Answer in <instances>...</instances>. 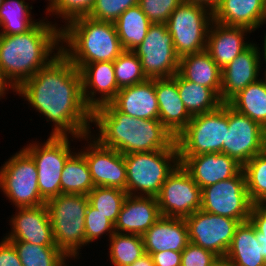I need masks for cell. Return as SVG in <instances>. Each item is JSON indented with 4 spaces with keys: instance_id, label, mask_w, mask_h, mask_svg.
Listing matches in <instances>:
<instances>
[{
    "instance_id": "obj_51",
    "label": "cell",
    "mask_w": 266,
    "mask_h": 266,
    "mask_svg": "<svg viewBox=\"0 0 266 266\" xmlns=\"http://www.w3.org/2000/svg\"><path fill=\"white\" fill-rule=\"evenodd\" d=\"M263 39L264 40L262 42H264V43L262 44L263 47L262 48L260 47V49H262L260 51V53H261V64H262V67H264V68H262L263 69L262 70L263 71V76H266V32L264 34V38ZM263 64H265V65H263Z\"/></svg>"
},
{
    "instance_id": "obj_2",
    "label": "cell",
    "mask_w": 266,
    "mask_h": 266,
    "mask_svg": "<svg viewBox=\"0 0 266 266\" xmlns=\"http://www.w3.org/2000/svg\"><path fill=\"white\" fill-rule=\"evenodd\" d=\"M53 23L45 16L27 32L0 35V69L15 90L61 52L62 24Z\"/></svg>"
},
{
    "instance_id": "obj_14",
    "label": "cell",
    "mask_w": 266,
    "mask_h": 266,
    "mask_svg": "<svg viewBox=\"0 0 266 266\" xmlns=\"http://www.w3.org/2000/svg\"><path fill=\"white\" fill-rule=\"evenodd\" d=\"M228 126L223 153L244 166L266 149V130L228 104Z\"/></svg>"
},
{
    "instance_id": "obj_28",
    "label": "cell",
    "mask_w": 266,
    "mask_h": 266,
    "mask_svg": "<svg viewBox=\"0 0 266 266\" xmlns=\"http://www.w3.org/2000/svg\"><path fill=\"white\" fill-rule=\"evenodd\" d=\"M178 73L188 81L211 88L220 97L222 69L206 50L180 57Z\"/></svg>"
},
{
    "instance_id": "obj_24",
    "label": "cell",
    "mask_w": 266,
    "mask_h": 266,
    "mask_svg": "<svg viewBox=\"0 0 266 266\" xmlns=\"http://www.w3.org/2000/svg\"><path fill=\"white\" fill-rule=\"evenodd\" d=\"M212 14L217 23L255 32L266 24V0H220Z\"/></svg>"
},
{
    "instance_id": "obj_22",
    "label": "cell",
    "mask_w": 266,
    "mask_h": 266,
    "mask_svg": "<svg viewBox=\"0 0 266 266\" xmlns=\"http://www.w3.org/2000/svg\"><path fill=\"white\" fill-rule=\"evenodd\" d=\"M161 217L156 197L127 195L114 229L117 233L142 236Z\"/></svg>"
},
{
    "instance_id": "obj_11",
    "label": "cell",
    "mask_w": 266,
    "mask_h": 266,
    "mask_svg": "<svg viewBox=\"0 0 266 266\" xmlns=\"http://www.w3.org/2000/svg\"><path fill=\"white\" fill-rule=\"evenodd\" d=\"M201 210L220 216L249 221L252 202L243 169L234 177L201 189Z\"/></svg>"
},
{
    "instance_id": "obj_31",
    "label": "cell",
    "mask_w": 266,
    "mask_h": 266,
    "mask_svg": "<svg viewBox=\"0 0 266 266\" xmlns=\"http://www.w3.org/2000/svg\"><path fill=\"white\" fill-rule=\"evenodd\" d=\"M152 23L139 5L125 10L114 22L116 32L124 50L133 51L146 37Z\"/></svg>"
},
{
    "instance_id": "obj_20",
    "label": "cell",
    "mask_w": 266,
    "mask_h": 266,
    "mask_svg": "<svg viewBox=\"0 0 266 266\" xmlns=\"http://www.w3.org/2000/svg\"><path fill=\"white\" fill-rule=\"evenodd\" d=\"M251 33L253 32L246 27L227 26L212 21L208 31L206 51L223 69L253 43V40H249Z\"/></svg>"
},
{
    "instance_id": "obj_47",
    "label": "cell",
    "mask_w": 266,
    "mask_h": 266,
    "mask_svg": "<svg viewBox=\"0 0 266 266\" xmlns=\"http://www.w3.org/2000/svg\"><path fill=\"white\" fill-rule=\"evenodd\" d=\"M10 89V91H9ZM10 92H14L15 93V89L14 87L5 79V77L3 76L1 69H0V101L6 98V94L8 95V93Z\"/></svg>"
},
{
    "instance_id": "obj_3",
    "label": "cell",
    "mask_w": 266,
    "mask_h": 266,
    "mask_svg": "<svg viewBox=\"0 0 266 266\" xmlns=\"http://www.w3.org/2000/svg\"><path fill=\"white\" fill-rule=\"evenodd\" d=\"M90 135L101 145L125 154L168 149L175 137L159 121L131 117L112 103L92 111ZM96 133V134H95Z\"/></svg>"
},
{
    "instance_id": "obj_7",
    "label": "cell",
    "mask_w": 266,
    "mask_h": 266,
    "mask_svg": "<svg viewBox=\"0 0 266 266\" xmlns=\"http://www.w3.org/2000/svg\"><path fill=\"white\" fill-rule=\"evenodd\" d=\"M228 126V103L216 110L192 116L175 138L179 156L223 153Z\"/></svg>"
},
{
    "instance_id": "obj_16",
    "label": "cell",
    "mask_w": 266,
    "mask_h": 266,
    "mask_svg": "<svg viewBox=\"0 0 266 266\" xmlns=\"http://www.w3.org/2000/svg\"><path fill=\"white\" fill-rule=\"evenodd\" d=\"M86 141L79 151L84 155L95 186L118 188L127 192V173L124 155L101 145L90 134L81 136Z\"/></svg>"
},
{
    "instance_id": "obj_8",
    "label": "cell",
    "mask_w": 266,
    "mask_h": 266,
    "mask_svg": "<svg viewBox=\"0 0 266 266\" xmlns=\"http://www.w3.org/2000/svg\"><path fill=\"white\" fill-rule=\"evenodd\" d=\"M73 140L80 141L81 137L49 136L44 142L35 139L22 147L36 164L38 187L45 202L60 194L62 170L67 159L76 151L75 147L71 148Z\"/></svg>"
},
{
    "instance_id": "obj_21",
    "label": "cell",
    "mask_w": 266,
    "mask_h": 266,
    "mask_svg": "<svg viewBox=\"0 0 266 266\" xmlns=\"http://www.w3.org/2000/svg\"><path fill=\"white\" fill-rule=\"evenodd\" d=\"M79 71L83 98L91 111L115 99L119 88L115 79L113 62L89 63Z\"/></svg>"
},
{
    "instance_id": "obj_34",
    "label": "cell",
    "mask_w": 266,
    "mask_h": 266,
    "mask_svg": "<svg viewBox=\"0 0 266 266\" xmlns=\"http://www.w3.org/2000/svg\"><path fill=\"white\" fill-rule=\"evenodd\" d=\"M107 241V255L113 266H128L145 253L143 238L140 235L114 232Z\"/></svg>"
},
{
    "instance_id": "obj_1",
    "label": "cell",
    "mask_w": 266,
    "mask_h": 266,
    "mask_svg": "<svg viewBox=\"0 0 266 266\" xmlns=\"http://www.w3.org/2000/svg\"><path fill=\"white\" fill-rule=\"evenodd\" d=\"M16 94L52 123L48 136L90 134L92 111L83 98L81 73L62 52L23 82Z\"/></svg>"
},
{
    "instance_id": "obj_43",
    "label": "cell",
    "mask_w": 266,
    "mask_h": 266,
    "mask_svg": "<svg viewBox=\"0 0 266 266\" xmlns=\"http://www.w3.org/2000/svg\"><path fill=\"white\" fill-rule=\"evenodd\" d=\"M218 259L213 252L192 242L181 252V266H211Z\"/></svg>"
},
{
    "instance_id": "obj_13",
    "label": "cell",
    "mask_w": 266,
    "mask_h": 266,
    "mask_svg": "<svg viewBox=\"0 0 266 266\" xmlns=\"http://www.w3.org/2000/svg\"><path fill=\"white\" fill-rule=\"evenodd\" d=\"M156 199L165 217L185 219L202 205L201 188L180 163L168 175Z\"/></svg>"
},
{
    "instance_id": "obj_35",
    "label": "cell",
    "mask_w": 266,
    "mask_h": 266,
    "mask_svg": "<svg viewBox=\"0 0 266 266\" xmlns=\"http://www.w3.org/2000/svg\"><path fill=\"white\" fill-rule=\"evenodd\" d=\"M248 196L253 205H266V149L244 166Z\"/></svg>"
},
{
    "instance_id": "obj_41",
    "label": "cell",
    "mask_w": 266,
    "mask_h": 266,
    "mask_svg": "<svg viewBox=\"0 0 266 266\" xmlns=\"http://www.w3.org/2000/svg\"><path fill=\"white\" fill-rule=\"evenodd\" d=\"M139 0H95L89 16L92 19L114 23L128 8L138 5Z\"/></svg>"
},
{
    "instance_id": "obj_37",
    "label": "cell",
    "mask_w": 266,
    "mask_h": 266,
    "mask_svg": "<svg viewBox=\"0 0 266 266\" xmlns=\"http://www.w3.org/2000/svg\"><path fill=\"white\" fill-rule=\"evenodd\" d=\"M23 266H54L64 255L57 246H41L26 241H10Z\"/></svg>"
},
{
    "instance_id": "obj_23",
    "label": "cell",
    "mask_w": 266,
    "mask_h": 266,
    "mask_svg": "<svg viewBox=\"0 0 266 266\" xmlns=\"http://www.w3.org/2000/svg\"><path fill=\"white\" fill-rule=\"evenodd\" d=\"M155 92L159 105V121L176 138L192 118L179 96L176 74L169 78H155Z\"/></svg>"
},
{
    "instance_id": "obj_25",
    "label": "cell",
    "mask_w": 266,
    "mask_h": 266,
    "mask_svg": "<svg viewBox=\"0 0 266 266\" xmlns=\"http://www.w3.org/2000/svg\"><path fill=\"white\" fill-rule=\"evenodd\" d=\"M145 253L182 252L189 243L185 219L162 216L143 235Z\"/></svg>"
},
{
    "instance_id": "obj_5",
    "label": "cell",
    "mask_w": 266,
    "mask_h": 266,
    "mask_svg": "<svg viewBox=\"0 0 266 266\" xmlns=\"http://www.w3.org/2000/svg\"><path fill=\"white\" fill-rule=\"evenodd\" d=\"M127 173V194L156 197L168 175L179 162L176 141L163 150L124 155Z\"/></svg>"
},
{
    "instance_id": "obj_29",
    "label": "cell",
    "mask_w": 266,
    "mask_h": 266,
    "mask_svg": "<svg viewBox=\"0 0 266 266\" xmlns=\"http://www.w3.org/2000/svg\"><path fill=\"white\" fill-rule=\"evenodd\" d=\"M228 104L248 116L266 130V76L249 84L235 95Z\"/></svg>"
},
{
    "instance_id": "obj_36",
    "label": "cell",
    "mask_w": 266,
    "mask_h": 266,
    "mask_svg": "<svg viewBox=\"0 0 266 266\" xmlns=\"http://www.w3.org/2000/svg\"><path fill=\"white\" fill-rule=\"evenodd\" d=\"M127 192L118 188L95 186L89 193V203L113 224L116 223Z\"/></svg>"
},
{
    "instance_id": "obj_6",
    "label": "cell",
    "mask_w": 266,
    "mask_h": 266,
    "mask_svg": "<svg viewBox=\"0 0 266 266\" xmlns=\"http://www.w3.org/2000/svg\"><path fill=\"white\" fill-rule=\"evenodd\" d=\"M53 230L55 245L64 254L80 255L88 247L85 239V215L88 195L59 194L45 203Z\"/></svg>"
},
{
    "instance_id": "obj_17",
    "label": "cell",
    "mask_w": 266,
    "mask_h": 266,
    "mask_svg": "<svg viewBox=\"0 0 266 266\" xmlns=\"http://www.w3.org/2000/svg\"><path fill=\"white\" fill-rule=\"evenodd\" d=\"M9 219L10 231L3 237L8 241H26L41 246H56L52 225L45 204L18 207Z\"/></svg>"
},
{
    "instance_id": "obj_39",
    "label": "cell",
    "mask_w": 266,
    "mask_h": 266,
    "mask_svg": "<svg viewBox=\"0 0 266 266\" xmlns=\"http://www.w3.org/2000/svg\"><path fill=\"white\" fill-rule=\"evenodd\" d=\"M94 2L95 0H50L45 8L46 17L58 18L65 25L74 18L87 16Z\"/></svg>"
},
{
    "instance_id": "obj_45",
    "label": "cell",
    "mask_w": 266,
    "mask_h": 266,
    "mask_svg": "<svg viewBox=\"0 0 266 266\" xmlns=\"http://www.w3.org/2000/svg\"><path fill=\"white\" fill-rule=\"evenodd\" d=\"M0 241V266H23L13 244L4 237Z\"/></svg>"
},
{
    "instance_id": "obj_44",
    "label": "cell",
    "mask_w": 266,
    "mask_h": 266,
    "mask_svg": "<svg viewBox=\"0 0 266 266\" xmlns=\"http://www.w3.org/2000/svg\"><path fill=\"white\" fill-rule=\"evenodd\" d=\"M249 221L256 229V239L262 246V256L266 259V205H252Z\"/></svg>"
},
{
    "instance_id": "obj_4",
    "label": "cell",
    "mask_w": 266,
    "mask_h": 266,
    "mask_svg": "<svg viewBox=\"0 0 266 266\" xmlns=\"http://www.w3.org/2000/svg\"><path fill=\"white\" fill-rule=\"evenodd\" d=\"M124 51L114 23L80 16L61 27V52L79 70L94 62H114Z\"/></svg>"
},
{
    "instance_id": "obj_49",
    "label": "cell",
    "mask_w": 266,
    "mask_h": 266,
    "mask_svg": "<svg viewBox=\"0 0 266 266\" xmlns=\"http://www.w3.org/2000/svg\"><path fill=\"white\" fill-rule=\"evenodd\" d=\"M128 266H155L150 254L144 253L134 263Z\"/></svg>"
},
{
    "instance_id": "obj_30",
    "label": "cell",
    "mask_w": 266,
    "mask_h": 266,
    "mask_svg": "<svg viewBox=\"0 0 266 266\" xmlns=\"http://www.w3.org/2000/svg\"><path fill=\"white\" fill-rule=\"evenodd\" d=\"M176 83L179 96L191 116L211 112L222 105L220 97L211 88L188 81L179 73Z\"/></svg>"
},
{
    "instance_id": "obj_19",
    "label": "cell",
    "mask_w": 266,
    "mask_h": 266,
    "mask_svg": "<svg viewBox=\"0 0 266 266\" xmlns=\"http://www.w3.org/2000/svg\"><path fill=\"white\" fill-rule=\"evenodd\" d=\"M179 162L202 189L236 176L243 166L224 153L179 156Z\"/></svg>"
},
{
    "instance_id": "obj_32",
    "label": "cell",
    "mask_w": 266,
    "mask_h": 266,
    "mask_svg": "<svg viewBox=\"0 0 266 266\" xmlns=\"http://www.w3.org/2000/svg\"><path fill=\"white\" fill-rule=\"evenodd\" d=\"M95 187L88 163L84 155L78 150L67 159L62 170L60 194L88 193Z\"/></svg>"
},
{
    "instance_id": "obj_15",
    "label": "cell",
    "mask_w": 266,
    "mask_h": 266,
    "mask_svg": "<svg viewBox=\"0 0 266 266\" xmlns=\"http://www.w3.org/2000/svg\"><path fill=\"white\" fill-rule=\"evenodd\" d=\"M189 242L224 258L233 240L238 220L197 210L185 218Z\"/></svg>"
},
{
    "instance_id": "obj_48",
    "label": "cell",
    "mask_w": 266,
    "mask_h": 266,
    "mask_svg": "<svg viewBox=\"0 0 266 266\" xmlns=\"http://www.w3.org/2000/svg\"><path fill=\"white\" fill-rule=\"evenodd\" d=\"M182 1L204 6L208 8L209 10H211L212 12L220 2V0H182Z\"/></svg>"
},
{
    "instance_id": "obj_27",
    "label": "cell",
    "mask_w": 266,
    "mask_h": 266,
    "mask_svg": "<svg viewBox=\"0 0 266 266\" xmlns=\"http://www.w3.org/2000/svg\"><path fill=\"white\" fill-rule=\"evenodd\" d=\"M261 244L256 239V229L250 221L240 223L225 259L230 266H266Z\"/></svg>"
},
{
    "instance_id": "obj_33",
    "label": "cell",
    "mask_w": 266,
    "mask_h": 266,
    "mask_svg": "<svg viewBox=\"0 0 266 266\" xmlns=\"http://www.w3.org/2000/svg\"><path fill=\"white\" fill-rule=\"evenodd\" d=\"M29 4L25 0H3L0 5V35L27 32L39 21L34 19L31 12L33 6Z\"/></svg>"
},
{
    "instance_id": "obj_46",
    "label": "cell",
    "mask_w": 266,
    "mask_h": 266,
    "mask_svg": "<svg viewBox=\"0 0 266 266\" xmlns=\"http://www.w3.org/2000/svg\"><path fill=\"white\" fill-rule=\"evenodd\" d=\"M150 255L155 266H181V252L165 250Z\"/></svg>"
},
{
    "instance_id": "obj_12",
    "label": "cell",
    "mask_w": 266,
    "mask_h": 266,
    "mask_svg": "<svg viewBox=\"0 0 266 266\" xmlns=\"http://www.w3.org/2000/svg\"><path fill=\"white\" fill-rule=\"evenodd\" d=\"M133 52L141 60L148 79L169 78L178 73L180 57L166 23L151 24L145 39Z\"/></svg>"
},
{
    "instance_id": "obj_26",
    "label": "cell",
    "mask_w": 266,
    "mask_h": 266,
    "mask_svg": "<svg viewBox=\"0 0 266 266\" xmlns=\"http://www.w3.org/2000/svg\"><path fill=\"white\" fill-rule=\"evenodd\" d=\"M120 112L131 117L159 120L155 79L120 89L111 102Z\"/></svg>"
},
{
    "instance_id": "obj_42",
    "label": "cell",
    "mask_w": 266,
    "mask_h": 266,
    "mask_svg": "<svg viewBox=\"0 0 266 266\" xmlns=\"http://www.w3.org/2000/svg\"><path fill=\"white\" fill-rule=\"evenodd\" d=\"M182 0H139L138 5L152 24L166 23Z\"/></svg>"
},
{
    "instance_id": "obj_18",
    "label": "cell",
    "mask_w": 266,
    "mask_h": 266,
    "mask_svg": "<svg viewBox=\"0 0 266 266\" xmlns=\"http://www.w3.org/2000/svg\"><path fill=\"white\" fill-rule=\"evenodd\" d=\"M259 45L261 44L253 42L222 69L220 91L222 103H228L249 84L261 78L260 74L263 73Z\"/></svg>"
},
{
    "instance_id": "obj_9",
    "label": "cell",
    "mask_w": 266,
    "mask_h": 266,
    "mask_svg": "<svg viewBox=\"0 0 266 266\" xmlns=\"http://www.w3.org/2000/svg\"><path fill=\"white\" fill-rule=\"evenodd\" d=\"M0 190L14 208L46 203L40 195L36 164L23 148L0 167Z\"/></svg>"
},
{
    "instance_id": "obj_38",
    "label": "cell",
    "mask_w": 266,
    "mask_h": 266,
    "mask_svg": "<svg viewBox=\"0 0 266 266\" xmlns=\"http://www.w3.org/2000/svg\"><path fill=\"white\" fill-rule=\"evenodd\" d=\"M113 65L119 90L148 79L143 73L141 60L133 51L124 50Z\"/></svg>"
},
{
    "instance_id": "obj_10",
    "label": "cell",
    "mask_w": 266,
    "mask_h": 266,
    "mask_svg": "<svg viewBox=\"0 0 266 266\" xmlns=\"http://www.w3.org/2000/svg\"><path fill=\"white\" fill-rule=\"evenodd\" d=\"M212 21V11L194 3L182 2L171 13L166 25L179 57L206 50Z\"/></svg>"
},
{
    "instance_id": "obj_40",
    "label": "cell",
    "mask_w": 266,
    "mask_h": 266,
    "mask_svg": "<svg viewBox=\"0 0 266 266\" xmlns=\"http://www.w3.org/2000/svg\"><path fill=\"white\" fill-rule=\"evenodd\" d=\"M114 232V224L89 203L85 215L86 245L98 241L103 235L110 238Z\"/></svg>"
},
{
    "instance_id": "obj_52",
    "label": "cell",
    "mask_w": 266,
    "mask_h": 266,
    "mask_svg": "<svg viewBox=\"0 0 266 266\" xmlns=\"http://www.w3.org/2000/svg\"><path fill=\"white\" fill-rule=\"evenodd\" d=\"M211 266H230L225 258H219Z\"/></svg>"
},
{
    "instance_id": "obj_50",
    "label": "cell",
    "mask_w": 266,
    "mask_h": 266,
    "mask_svg": "<svg viewBox=\"0 0 266 266\" xmlns=\"http://www.w3.org/2000/svg\"><path fill=\"white\" fill-rule=\"evenodd\" d=\"M69 259H73L75 261L76 259V262H77V259L79 260L80 259V256L79 255H75V254H64L55 264L54 266H70L69 265ZM68 262V263H67ZM73 266V265H72Z\"/></svg>"
}]
</instances>
